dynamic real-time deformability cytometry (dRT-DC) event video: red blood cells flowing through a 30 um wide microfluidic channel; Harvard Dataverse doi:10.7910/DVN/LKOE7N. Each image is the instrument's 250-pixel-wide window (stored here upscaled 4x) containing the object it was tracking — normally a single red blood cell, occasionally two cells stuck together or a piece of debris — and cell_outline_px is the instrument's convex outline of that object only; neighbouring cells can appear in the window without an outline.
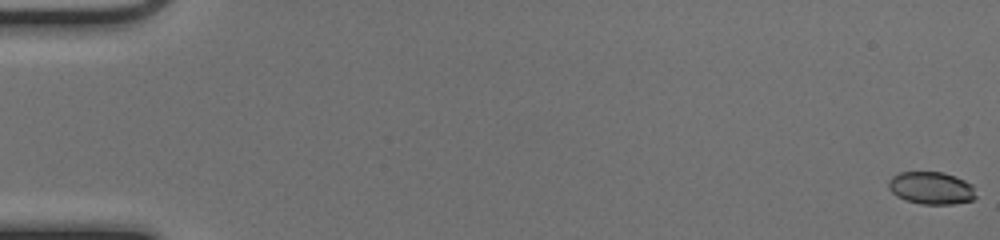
{"species": "common noctule bat (a hibernating species)", "species_latin": "Nyctalus noctula", "temperature_condition": "cold", "stored_images_in_passage": 53, "camera_frame_rate_fps": 3000, "um_per_image_px": 0.085, "animal": {"sex": "female", "body_mass_g": 17.0, "forearm_length_mm": 48.0}, "frame": {"image": 1, "passage_image": 1, "time_ms": 0.0, "image_size_px": [1000, 240], "cell_outline_px": [[976, 196], [972, 200], [952, 204], [920, 204], [904, 200], [896, 196], [888, 188], [888, 180], [892, 176], [900, 172], [944, 172], [956, 176], [972, 184]], "centroid_in_image_um": [79.13, 15.98], "position_along_channel_um": 5.9, "area_um2": 16.7}}
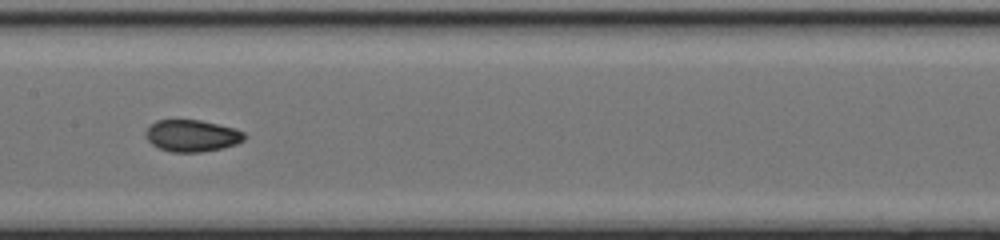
{"frame": {"image": 2, "passage_image": 28, "time_ms": 9.0, "image_size_px": [1000, 240], "cell_outline_px": [[248, 136], [244, 140], [236, 144], [224, 148], [200, 152], [172, 152], [160, 148], [152, 144], [148, 140], [144, 132], [156, 120], [200, 120], [236, 128], [244, 132]], "centroid_in_image_um": [16.36, 11.53], "position_along_channel_um": 191.0, "area_um2": 18.38}}
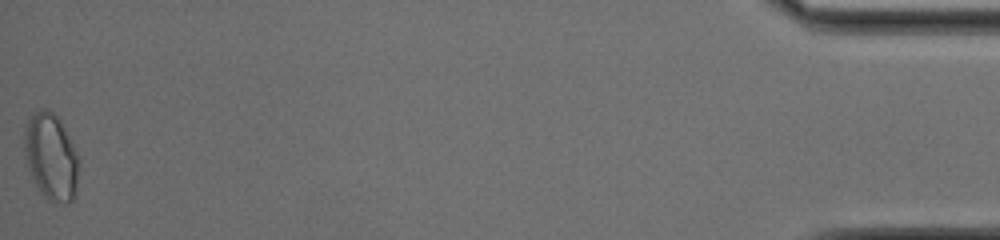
{"frame": {"image": 3, "passage_image": 53, "time_ms": 17.333, "image_size_px": [1000, 240], "cell_outline_px": [[80, 164], [76, 196], [68, 204], [64, 204], [48, 200], [44, 196], [36, 184], [28, 168], [24, 152], [24, 132], [28, 120], [36, 112], [44, 108], [48, 108], [60, 120], [80, 160]], "centroid_in_image_um": [4.37, 13.37], "position_along_channel_um": 430.8, "area_um2": 27.57}, "authors_computed_cell_mechanics": {"area_um2": 18.3804, "velocity_mm_per_s": 4.0373, "shape_relaxation_time_tau1_ms": null, "shape_relaxation_time_tau2_ms": 1.3179, "deformation_change_tau1": null, "deformation_change_tau2": 0.0407}}